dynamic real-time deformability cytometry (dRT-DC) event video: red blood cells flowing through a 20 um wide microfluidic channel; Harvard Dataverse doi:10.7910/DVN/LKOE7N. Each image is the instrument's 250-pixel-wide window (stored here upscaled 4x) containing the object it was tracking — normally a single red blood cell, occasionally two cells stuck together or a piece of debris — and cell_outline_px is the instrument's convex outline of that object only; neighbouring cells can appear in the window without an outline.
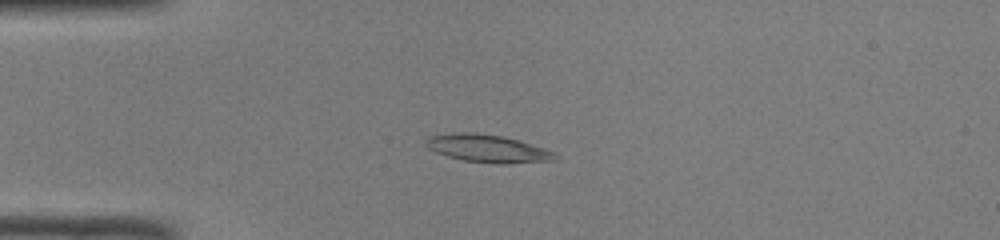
{"species": "common noctule bat (a hibernating species)", "species_latin": "Nyctalus noctula", "temperature_condition": "room temperature", "stored_images_in_passage": 38, "camera_frame_rate_fps": 3000, "um_per_image_px": 0.085, "animal": {"sex": "male", "body_mass_g": 19.0, "forearm_length_mm": 50.8}, "frame": {"image": 1, "passage_image": 1, "time_ms": 0.0, "image_size_px": [1000, 240], "cell_outline_px": [[560, 156], [556, 160], [508, 164], [496, 164], [464, 160], [448, 156], [436, 152], [428, 148], [424, 144], [424, 140], [428, 136], [452, 132], [476, 132], [504, 136], [520, 140], [556, 152]], "centroid_in_image_um": [41.47, 12.61], "position_along_channel_um": 43.5, "area_um2": 21.33}}
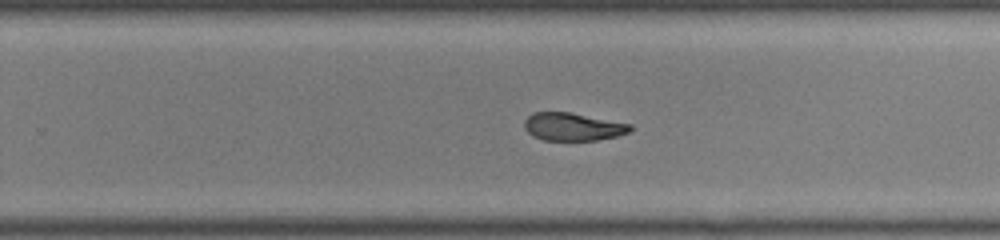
{"frame": {"image": 2, "passage_image": 20, "time_ms": 6.333, "image_size_px": [1000, 240], "cell_outline_px": [[632, 128], [628, 132], [616, 136], [596, 140], [544, 140], [532, 136], [524, 128], [524, 120], [532, 112], [572, 112], [632, 124]], "centroid_in_image_um": [48.67, 10.76], "position_along_channel_um": 281.1, "area_um2": 17.28}}
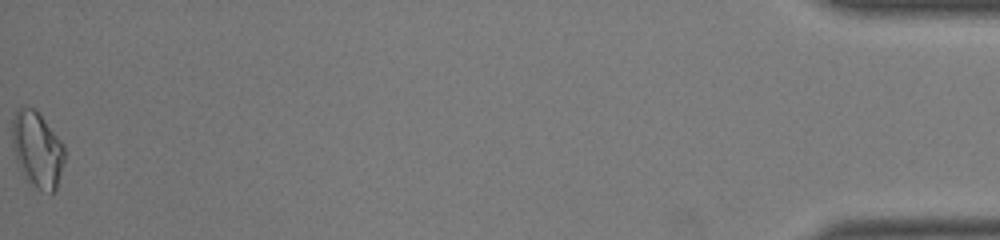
{"frame": {"image": 3, "passage_image": 38, "time_ms": 12.333, "image_size_px": [1000, 240], "cell_outline_px": [[64, 160], [56, 192], [52, 192], [36, 188], [28, 184], [16, 160], [12, 144], [12, 120], [16, 108], [28, 104], [36, 108], [64, 144]], "centroid_in_image_um": [3.15, 12.65], "position_along_channel_um": 432.0, "area_um2": 23.64}, "authors_computed_cell_mechanics": {"area_um2": 19.0451, "velocity_mm_per_s": 4.1172, "shape_relaxation_time_tau1_ms": null, "shape_relaxation_time_tau2_ms": 5.2969, "deformation_change_tau1": null, "deformation_change_tau2": 0.1052}}